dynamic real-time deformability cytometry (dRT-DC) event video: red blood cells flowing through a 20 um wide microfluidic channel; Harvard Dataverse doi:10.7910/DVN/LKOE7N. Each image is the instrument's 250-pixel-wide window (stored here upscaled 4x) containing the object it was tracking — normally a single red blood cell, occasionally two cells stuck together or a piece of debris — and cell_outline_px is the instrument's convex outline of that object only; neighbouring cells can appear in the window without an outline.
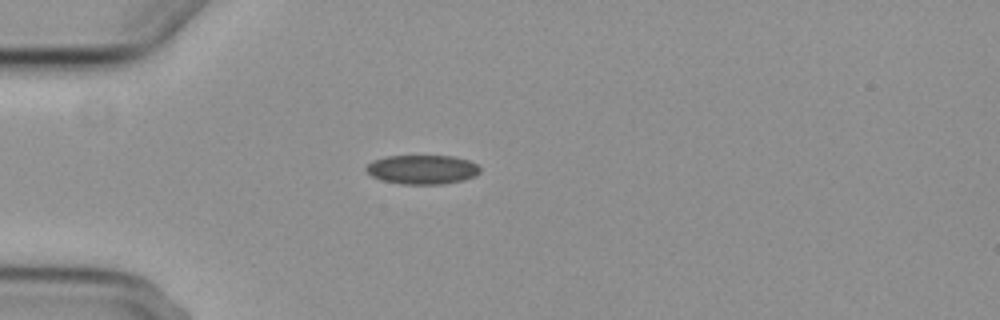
{"species": "common noctule bat (a hibernating species)", "species_latin": "Nyctalus noctula", "temperature_condition": "cold", "stored_images_in_passage": 4, "camera_frame_rate_fps": 3000, "um_per_image_px": 0.085, "animal": {"sex": "female", "body_mass_g": 29.2, "forearm_length_mm": 56.3}, "frame": {"image": 1, "passage_image": 1, "time_ms": 0.0, "image_size_px": [1000, 320], "cell_outline_px": [[480, 172], [476, 176], [464, 180], [440, 184], [400, 184], [380, 180], [372, 176], [364, 168], [372, 160], [388, 156], [452, 156], [468, 160], [476, 164], [480, 168]], "centroid_in_image_um": [35.88, 14.41], "position_along_channel_um": 49.1, "area_um2": 19.42}}
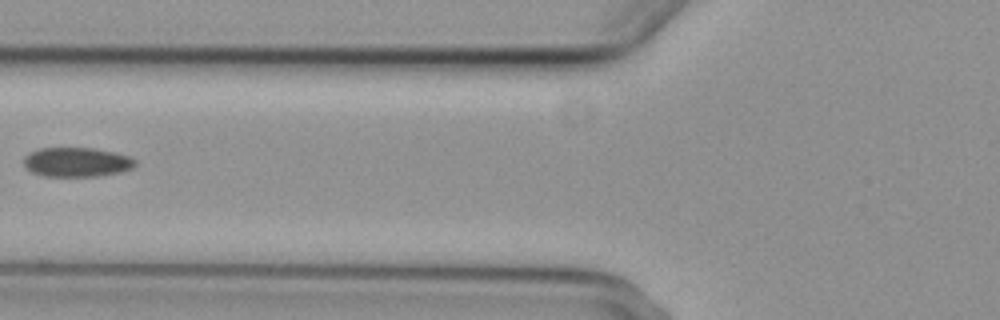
{"frame": {"image": 2, "passage_image": 3, "time_ms": 2.333, "image_size_px": [1000, 320], "cell_outline_px": [[136, 164], [132, 168], [120, 172], [100, 176], [44, 176], [32, 172], [24, 164], [24, 156], [28, 152], [40, 148], [92, 148], [116, 152], [132, 156], [136, 160]], "centroid_in_image_um": [6.55, 13.77], "position_along_channel_um": 119.2, "area_um2": 19.25}}
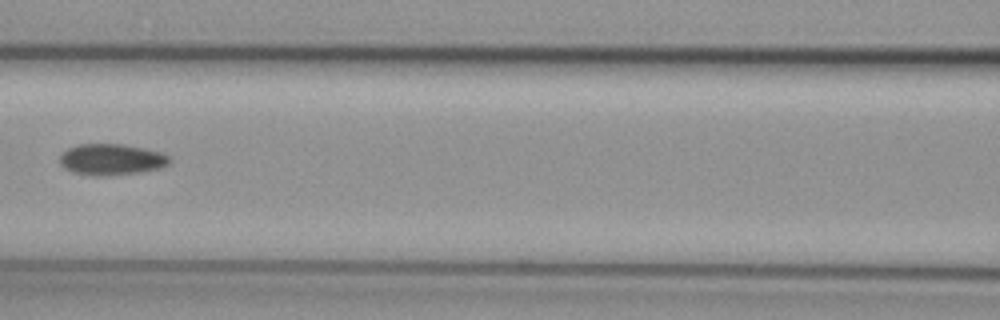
{"frame": {"image": 3, "passage_image": 4, "time_ms": 3.333, "image_size_px": [1000, 320], "cell_outline_px": [[172, 160], [168, 164], [160, 168], [140, 172], [108, 176], [92, 176], [72, 172], [64, 168], [60, 164], [60, 156], [68, 148], [76, 144], [124, 144], [144, 148], [160, 152], [168, 156]], "centroid_in_image_um": [9.46, 13.56], "position_along_channel_um": 157.1, "area_um2": 20.11}}